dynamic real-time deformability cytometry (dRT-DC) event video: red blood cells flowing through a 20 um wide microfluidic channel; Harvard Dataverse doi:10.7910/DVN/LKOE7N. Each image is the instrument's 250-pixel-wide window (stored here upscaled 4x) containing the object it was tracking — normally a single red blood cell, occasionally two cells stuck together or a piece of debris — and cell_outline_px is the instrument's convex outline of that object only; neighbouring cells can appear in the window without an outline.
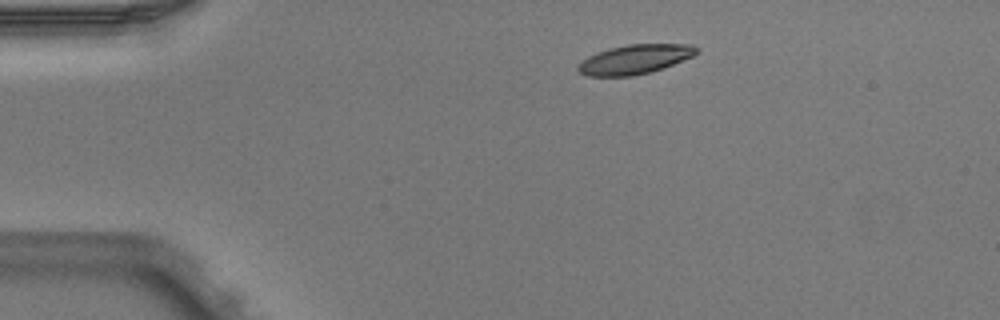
{"species": "Egyptian fruit bat (a non-hibernating species)", "species_latin": "Rousettus aegyptiacus", "temperature_condition": "warm", "stored_images_in_passage": 3, "camera_frame_rate_fps": 3000, "um_per_image_px": 0.085, "animal": {"sex": "male"}, "frame": {"image": 1, "passage_image": 1, "time_ms": 0.0, "image_size_px": [1000, 320], "cell_outline_px": [[700, 52], [692, 56], [664, 68], [652, 72], [632, 76], [588, 76], [580, 72], [576, 68], [588, 56], [608, 48], [628, 44], [692, 44], [700, 48]], "centroid_in_image_um": [54.01, 5.03], "position_along_channel_um": 31.0, "area_um2": 20.35}}
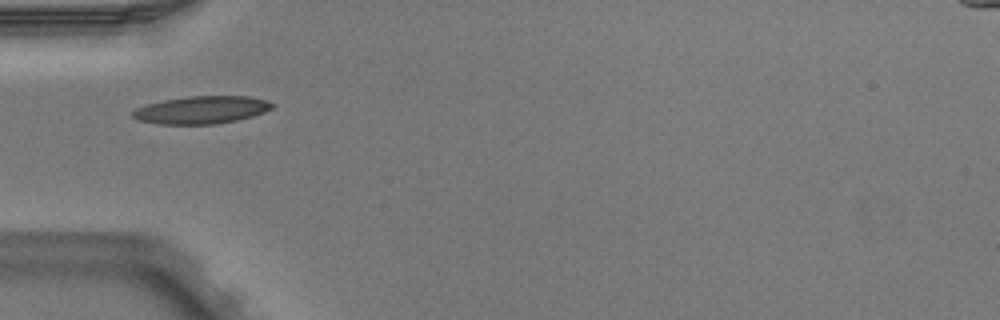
{"frame": {"image": 2, "passage_image": 3, "time_ms": 0.667, "image_size_px": [1000, 320], "cell_outline_px": [[276, 104], [272, 108], [264, 112], [252, 116], [236, 120], [216, 124], [156, 124], [136, 120], [132, 116], [132, 112], [136, 108], [148, 104], [164, 100], [188, 96], [248, 96], [268, 100]], "centroid_in_image_um": [17.14, 9.34], "position_along_channel_um": 67.9, "area_um2": 22.54}}